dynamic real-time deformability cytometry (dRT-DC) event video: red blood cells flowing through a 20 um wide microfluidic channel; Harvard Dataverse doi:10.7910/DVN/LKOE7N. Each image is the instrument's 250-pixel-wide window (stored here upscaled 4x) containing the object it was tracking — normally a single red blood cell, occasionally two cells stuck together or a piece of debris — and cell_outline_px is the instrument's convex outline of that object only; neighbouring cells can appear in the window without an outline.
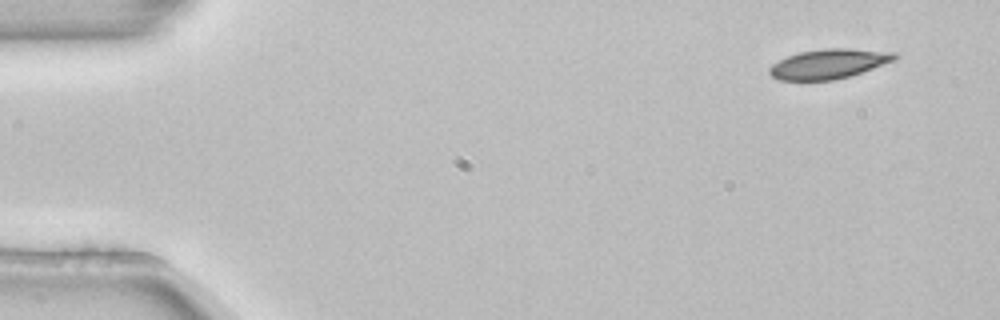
{"species": "common noctule bat (a hibernating species)", "species_latin": "Nyctalus noctula", "temperature_condition": "room temperature", "stored_images_in_passage": 4, "camera_frame_rate_fps": 3000, "um_per_image_px": 0.085, "animal": {"sex": "female", "body_mass_g": 22.7, "forearm_length_mm": 54.2}, "frame": {"image": 1, "passage_image": 1, "time_ms": 0.0, "image_size_px": [1000, 320], "cell_outline_px": [[896, 60], [848, 76], [832, 80], [780, 80], [772, 76], [768, 72], [768, 68], [772, 64], [788, 56], [800, 52], [824, 48], [848, 48], [896, 52]], "centroid_in_image_um": [70.43, 5.42], "position_along_channel_um": 14.6, "area_um2": 21.44}}
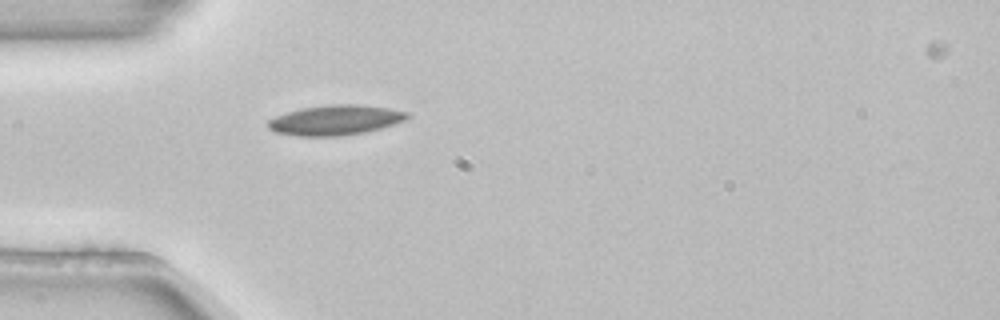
{"frame": {"image": 2, "passage_image": 4, "time_ms": 1.0, "image_size_px": [1000, 320], "cell_outline_px": [[412, 116], [396, 124], [364, 132], [340, 136], [296, 136], [276, 132], [268, 128], [268, 120], [276, 116], [300, 108], [332, 104], [356, 104], [388, 108], [412, 112]], "centroid_in_image_um": [28.55, 10.2], "position_along_channel_um": 56.5, "area_um2": 24.45}}